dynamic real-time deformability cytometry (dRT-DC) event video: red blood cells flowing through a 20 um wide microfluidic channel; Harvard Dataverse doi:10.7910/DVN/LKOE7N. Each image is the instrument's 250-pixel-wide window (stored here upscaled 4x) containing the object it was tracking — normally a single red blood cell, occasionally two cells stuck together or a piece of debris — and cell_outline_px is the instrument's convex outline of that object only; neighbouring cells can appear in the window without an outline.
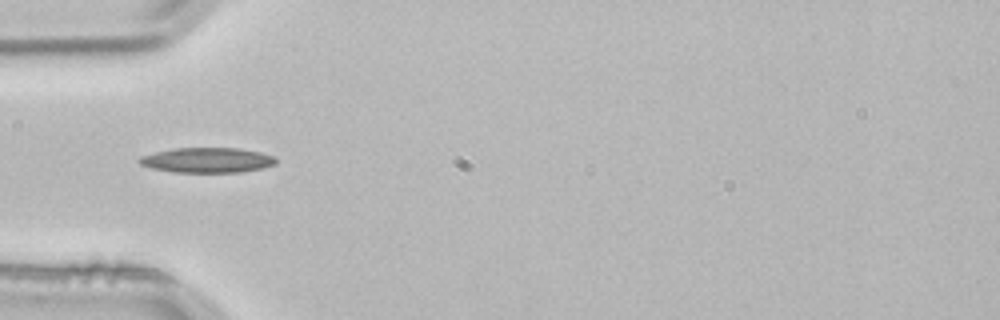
{"species": "common noctule bat (a hibernating species)", "species_latin": "Nyctalus noctula", "temperature_condition": "room temperature", "stored_images_in_passage": 1, "camera_frame_rate_fps": 3000, "um_per_image_px": 0.085, "animal": {"sex": "male", "body_mass_g": 21.5, "forearm_length_mm": 52.0}, "frame": {"image": 1, "passage_image": 1, "time_ms": 0.0, "image_size_px": [1000, 320], "cell_outline_px": [[276, 164], [264, 168], [240, 172], [172, 172], [152, 168], [140, 164], [136, 160], [140, 156], [172, 148], [236, 148], [260, 152], [272, 156], [276, 160]], "centroid_in_image_um": [17.59, 13.61], "position_along_channel_um": 67.4, "area_um2": 19.94}}